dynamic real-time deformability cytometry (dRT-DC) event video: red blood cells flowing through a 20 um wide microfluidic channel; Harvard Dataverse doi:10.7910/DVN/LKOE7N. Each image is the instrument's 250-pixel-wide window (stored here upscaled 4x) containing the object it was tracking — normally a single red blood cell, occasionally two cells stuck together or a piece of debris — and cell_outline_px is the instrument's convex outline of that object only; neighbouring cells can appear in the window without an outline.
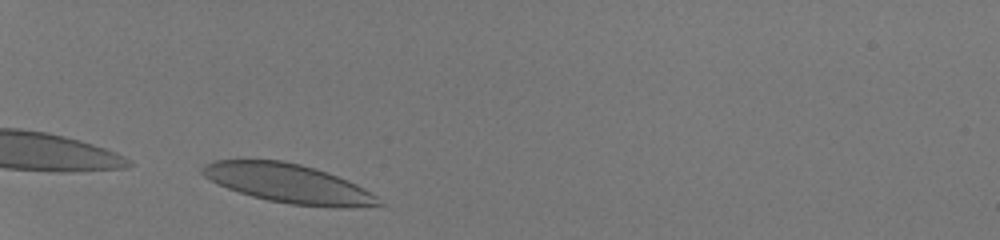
{"species": "human", "species_latin": "Homo sapiens", "temperature_condition": "room temperature", "stored_images_in_passage": 30, "camera_frame_rate_fps": 3000, "um_per_image_px": 0.085, "donor": {"sex": "male"}, "frame": {"image": 1, "passage_image": 1, "time_ms": 0.0, "image_size_px": [1000, 240], "cell_outline_px": [[384, 204], [340, 208], [292, 204], [268, 200], [252, 196], [228, 188], [204, 176], [200, 172], [200, 168], [204, 164], [216, 160], [280, 160], [300, 164], [316, 168], [328, 172], [348, 180], [364, 188], [376, 196]], "centroid_in_image_um": [24.51, 15.58], "position_along_channel_um": 60.5, "area_um2": 39.65}}
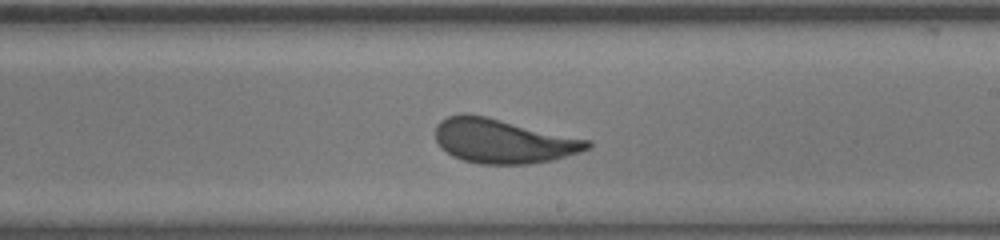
{"frame": {"image": 2, "passage_image": 17, "time_ms": 5.333, "image_size_px": [1000, 240], "cell_outline_px": [[592, 144], [588, 148], [580, 152], [552, 160], [528, 164], [480, 164], [464, 160], [452, 156], [440, 148], [436, 140], [436, 124], [440, 120], [448, 116], [460, 112], [464, 112], [488, 116], [592, 140]], "centroid_in_image_um": [42.75, 11.97], "position_along_channel_um": 246.2, "area_um2": 39.77}}
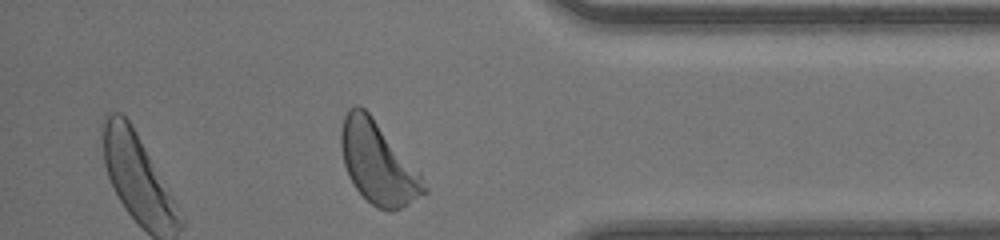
{"frame": {"image": 3, "passage_image": 29, "time_ms": 9.333, "image_size_px": [1000, 240], "cell_outline_px": [[428, 192], [400, 208], [388, 212], [372, 204], [356, 188], [348, 176], [344, 164], [340, 144], [340, 132], [344, 116], [348, 108], [356, 104], [360, 104], [372, 116], [420, 172], [428, 188]], "centroid_in_image_um": [32.12, 13.83], "position_along_channel_um": 403.1, "area_um2": 39.42}, "authors_computed_cell_mechanics": {"area_um2": 38.9572, "velocity_mm_per_s": 4.1348, "shape_relaxation_time_tau1_ms": 3.0068, "shape_relaxation_time_tau2_ms": null, "deformation_change_tau1": 0.1456, "deformation_change_tau2": null}}